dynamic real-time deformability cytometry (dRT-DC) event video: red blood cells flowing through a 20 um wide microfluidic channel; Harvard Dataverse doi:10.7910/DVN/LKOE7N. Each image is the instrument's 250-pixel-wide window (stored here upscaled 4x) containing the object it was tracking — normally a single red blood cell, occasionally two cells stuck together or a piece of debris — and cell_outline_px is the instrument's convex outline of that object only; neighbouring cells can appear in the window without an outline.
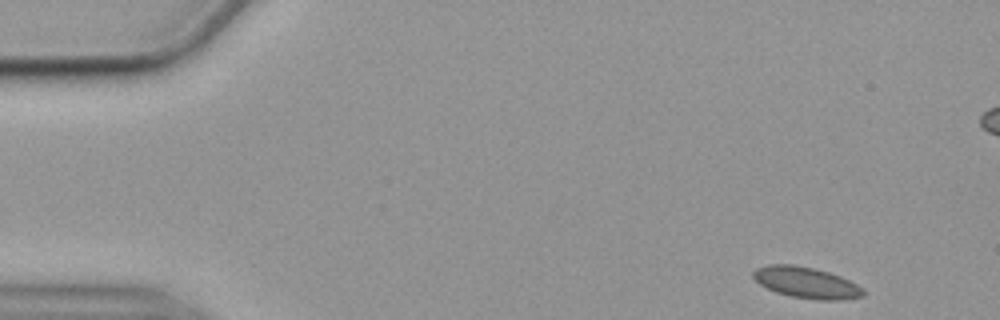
{"species": "common noctule bat (a hibernating species)", "species_latin": "Nyctalus noctula", "temperature_condition": "cold", "stored_images_in_passage": 54, "camera_frame_rate_fps": 3000, "um_per_image_px": 0.085, "animal": {"sex": "female", "body_mass_g": 19.9}, "frame": {"image": 1, "passage_image": 1, "time_ms": 0.0, "image_size_px": [1000, 320], "cell_outline_px": [[864, 296], [840, 300], [820, 300], [792, 296], [776, 292], [760, 284], [752, 276], [752, 272], [756, 268], [768, 264], [792, 264], [812, 268], [828, 272], [840, 276], [864, 288]], "centroid_in_image_um": [68.53, 24.02], "position_along_channel_um": 16.5, "area_um2": 19.83}}
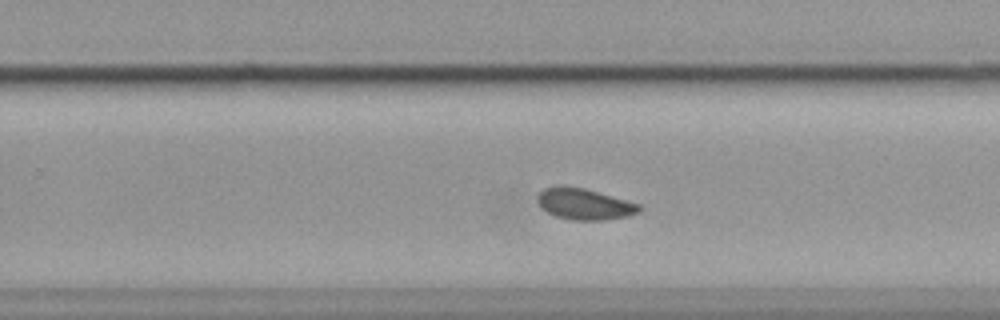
{"frame": {"image": 2, "passage_image": 32, "time_ms": 10.333, "image_size_px": [1000, 320], "cell_outline_px": [[644, 208], [640, 212], [628, 216], [604, 220], [572, 220], [556, 216], [540, 208], [536, 200], [536, 196], [544, 188], [556, 184], [564, 184], [584, 188], [640, 204]], "centroid_in_image_um": [49.64, 17.32], "position_along_channel_um": 280.2, "area_um2": 18.9}}
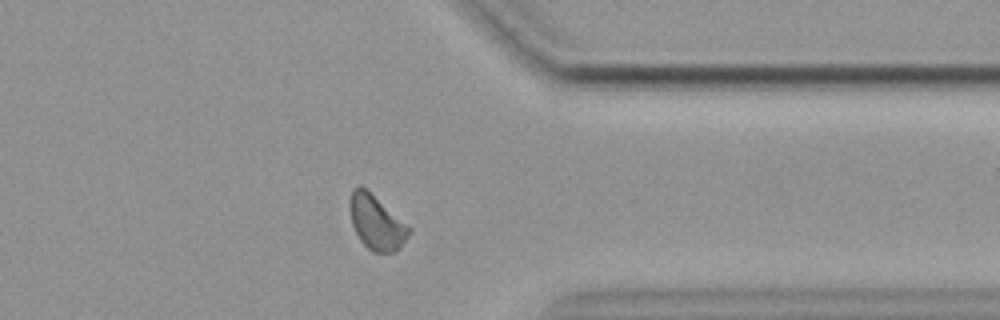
{"frame": {"image": 3, "passage_image": 41, "time_ms": 13.333, "image_size_px": [1000, 320], "cell_outline_px": [[412, 232], [400, 248], [396, 252], [372, 252], [360, 240], [352, 224], [348, 208], [348, 200], [352, 188], [360, 184], [412, 228]], "centroid_in_image_um": [31.98, 18.9], "position_along_channel_um": 379.4, "area_um2": 18.96}, "authors_computed_cell_mechanics": {"area_um2": 18.9584, "velocity_mm_per_s": 3.5277, "shape_relaxation_time_tau1_ms": null, "shape_relaxation_time_tau2_ms": 3.3195, "deformation_change_tau1": null, "deformation_change_tau2": 0.0621}}